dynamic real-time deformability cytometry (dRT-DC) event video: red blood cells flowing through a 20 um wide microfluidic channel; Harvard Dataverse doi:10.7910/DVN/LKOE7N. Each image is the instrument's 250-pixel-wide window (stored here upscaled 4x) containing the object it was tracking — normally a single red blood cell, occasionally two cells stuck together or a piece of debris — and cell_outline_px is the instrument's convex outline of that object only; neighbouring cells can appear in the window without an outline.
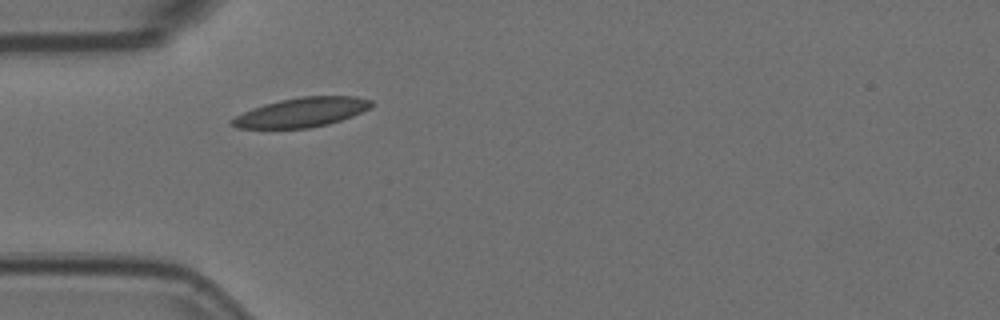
{"species": "Egyptian fruit bat (a non-hibernating species)", "species_latin": "Rousettus aegyptiacus", "temperature_condition": "room temperature", "stored_images_in_passage": 32, "camera_frame_rate_fps": 3000, "um_per_image_px": 0.085, "animal": {"sex": "female"}, "frame": {"image": 1, "passage_image": 1, "time_ms": 0.0, "image_size_px": [1000, 320], "cell_outline_px": [[372, 104], [368, 108], [352, 116], [328, 124], [308, 128], [236, 128], [228, 124], [228, 120], [252, 108], [264, 104], [280, 100], [304, 96], [356, 96], [372, 100]], "centroid_in_image_um": [25.59, 9.55], "position_along_channel_um": 59.4, "area_um2": 23.76}}
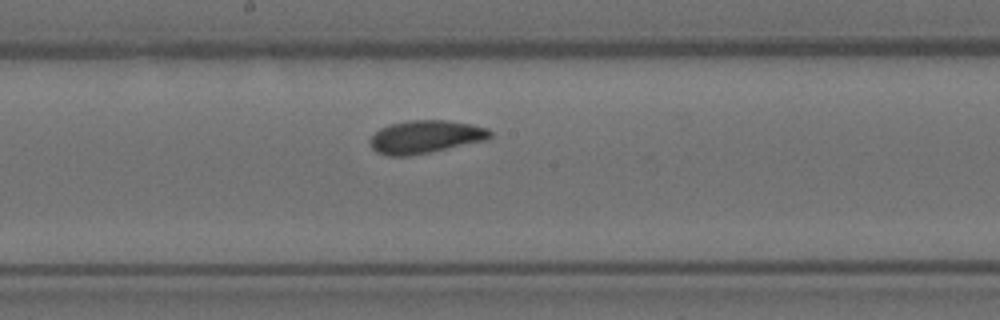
{"frame": {"image": 2, "passage_image": 14, "time_ms": 4.333, "image_size_px": [1000, 320], "cell_outline_px": [[492, 136], [488, 140], [432, 152], [408, 156], [388, 156], [376, 152], [372, 148], [372, 136], [380, 128], [388, 124], [408, 120], [448, 120], [472, 124], [488, 128], [492, 132]], "centroid_in_image_um": [36.21, 11.63], "position_along_channel_um": 212.0, "area_um2": 23.29}}
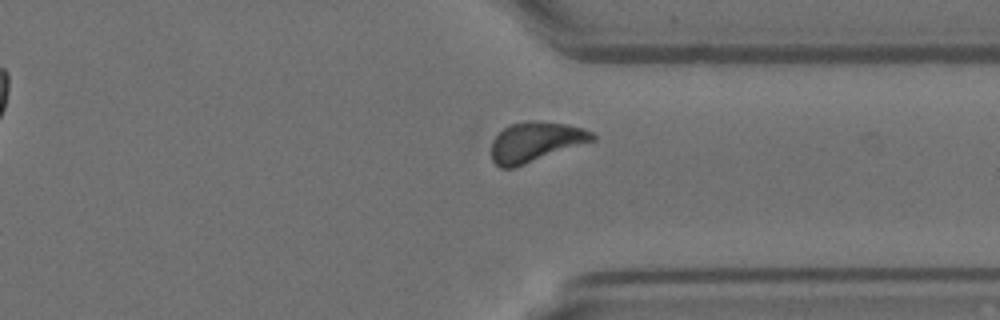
{"frame": {"image": 3, "passage_image": 27, "time_ms": 8.667, "image_size_px": [1000, 320], "cell_outline_px": [[596, 140], [512, 168], [500, 168], [492, 160], [492, 140], [508, 124], [528, 120], [532, 120], [564, 124], [584, 128], [592, 132], [596, 136]], "centroid_in_image_um": [45.52, 12.05], "position_along_channel_um": 365.9, "area_um2": 23.35}, "authors_computed_cell_mechanics": {"area_um2": 22.6865, "velocity_mm_per_s": 3.5721, "shape_relaxation_time_tau1_ms": 3.9601, "shape_relaxation_time_tau2_ms": 2.0743, "deformation_change_tau1": 0.1083, "deformation_change_tau2": 0.071}}